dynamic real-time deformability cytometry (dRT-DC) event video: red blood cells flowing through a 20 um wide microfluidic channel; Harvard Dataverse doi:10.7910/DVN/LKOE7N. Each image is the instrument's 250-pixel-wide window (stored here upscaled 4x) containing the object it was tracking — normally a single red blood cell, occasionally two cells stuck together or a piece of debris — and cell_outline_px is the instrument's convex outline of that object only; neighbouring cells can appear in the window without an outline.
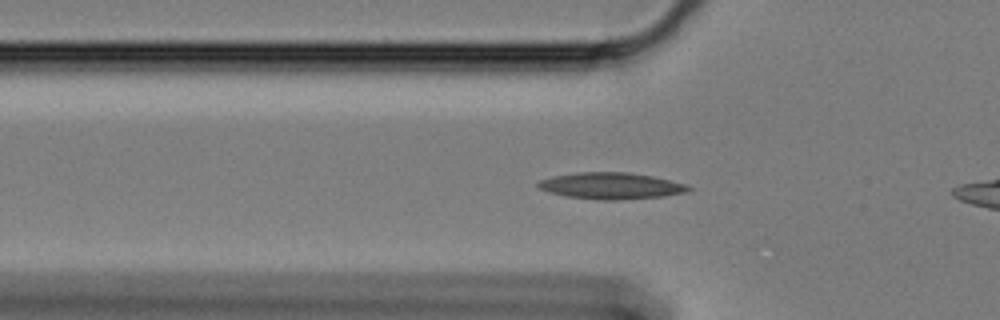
{"species": "Egyptian fruit bat (a non-hibernating species)", "species_latin": "Rousettus aegyptiacus", "temperature_condition": "cold", "stored_images_in_passage": 35, "camera_frame_rate_fps": 3000, "um_per_image_px": 0.085, "animal": {"sex": "female"}, "frame": {"image": 1, "passage_image": 19, "time_ms": 6.0, "image_size_px": [1000, 320], "cell_outline_px": [[692, 188], [688, 192], [664, 196], [620, 200], [596, 200], [564, 196], [548, 192], [540, 188], [536, 184], [540, 180], [552, 176], [576, 172], [628, 172], [652, 176], [688, 184]], "centroid_in_image_um": [51.95, 15.8], "position_along_channel_um": 73.9, "area_um2": 23.47}}
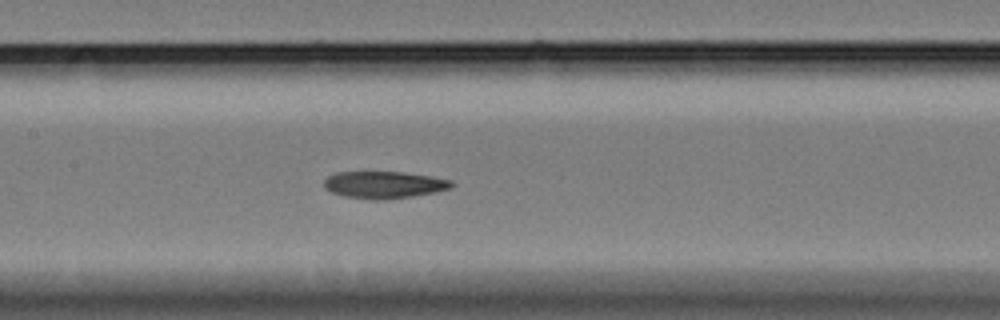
{"frame": {"image": 2, "passage_image": 28, "time_ms": 9.0, "image_size_px": [1000, 320], "cell_outline_px": [[456, 184], [452, 188], [412, 196], [384, 200], [376, 200], [344, 196], [332, 192], [324, 188], [324, 180], [328, 176], [336, 172], [404, 172], [432, 176], [452, 180]], "centroid_in_image_um": [32.66, 15.7], "position_along_channel_um": 174.7, "area_um2": 20.17}}
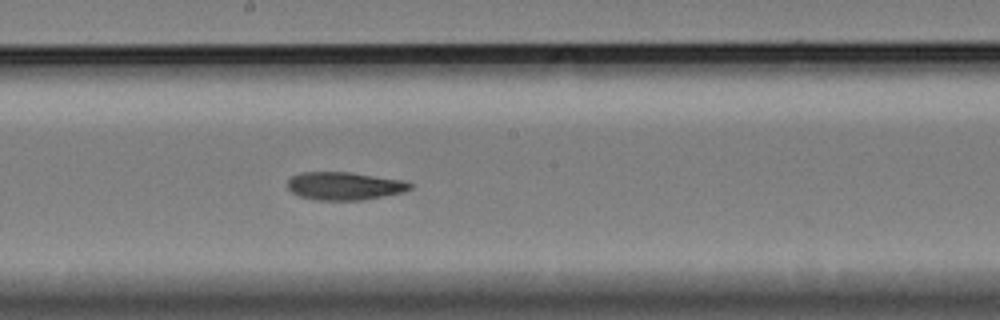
{"frame": {"image": 3, "passage_image": 32, "time_ms": 10.333, "image_size_px": [1000, 320], "cell_outline_px": [[412, 188], [404, 192], [364, 200], [316, 200], [300, 196], [292, 192], [288, 188], [288, 180], [292, 176], [300, 172], [352, 172], [404, 180], [412, 184]], "centroid_in_image_um": [29.3, 15.8], "position_along_channel_um": 218.9, "area_um2": 20.11}}